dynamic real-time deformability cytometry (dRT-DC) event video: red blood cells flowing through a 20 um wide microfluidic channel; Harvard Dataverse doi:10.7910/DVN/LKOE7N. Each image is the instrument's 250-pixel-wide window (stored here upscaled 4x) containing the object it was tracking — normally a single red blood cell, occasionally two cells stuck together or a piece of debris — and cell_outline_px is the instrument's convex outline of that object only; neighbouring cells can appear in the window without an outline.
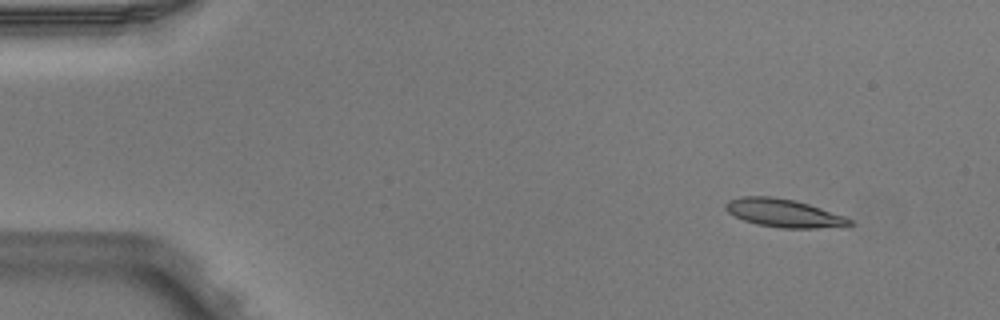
{"species": "Egyptian fruit bat (a non-hibernating species)", "species_latin": "Rousettus aegyptiacus", "temperature_condition": "warm", "stored_images_in_passage": 4, "camera_frame_rate_fps": 3000, "um_per_image_px": 0.085, "animal": {"sex": "male"}, "frame": {"image": 1, "passage_image": 1, "time_ms": 0.0, "image_size_px": [1000, 320], "cell_outline_px": [[852, 224], [816, 228], [780, 228], [756, 224], [744, 220], [728, 212], [724, 208], [724, 204], [728, 200], [740, 196], [772, 196], [796, 200], [844, 216], [852, 220]], "centroid_in_image_um": [66.54, 18.09], "position_along_channel_um": 18.5, "area_um2": 20.17}}